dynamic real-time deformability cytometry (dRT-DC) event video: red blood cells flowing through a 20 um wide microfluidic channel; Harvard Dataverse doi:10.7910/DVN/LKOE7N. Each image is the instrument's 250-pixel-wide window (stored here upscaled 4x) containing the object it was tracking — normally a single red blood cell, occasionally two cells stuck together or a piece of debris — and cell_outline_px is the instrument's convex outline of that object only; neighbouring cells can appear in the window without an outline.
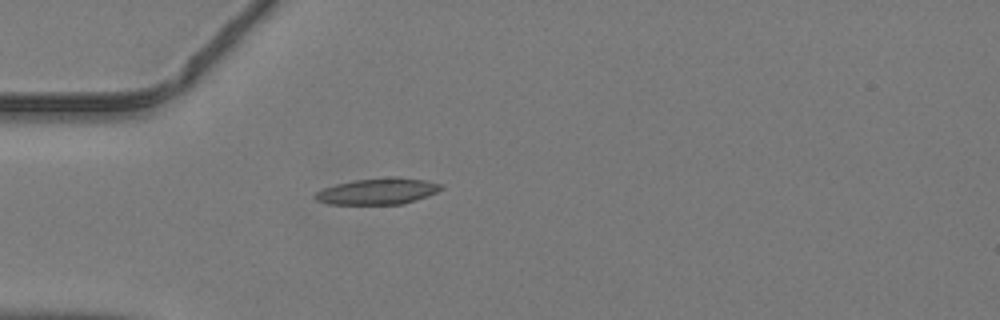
{"species": "common noctule bat (a hibernating species)", "species_latin": "Nyctalus noctula", "temperature_condition": "warm", "stored_images_in_passage": 34, "camera_frame_rate_fps": 3000, "um_per_image_px": 0.085, "animal": {"sex": "male", "body_mass_g": 19.2, "forearm_length_mm": 51.8}, "frame": {"image": 1, "passage_image": 1, "time_ms": 0.0, "image_size_px": [1000, 320], "cell_outline_px": [[444, 188], [428, 196], [404, 204], [328, 204], [316, 200], [312, 196], [316, 192], [324, 188], [336, 184], [356, 180], [388, 176], [396, 176], [424, 180], [444, 184]], "centroid_in_image_um": [32.14, 16.25], "position_along_channel_um": 52.9, "area_um2": 19.48}}
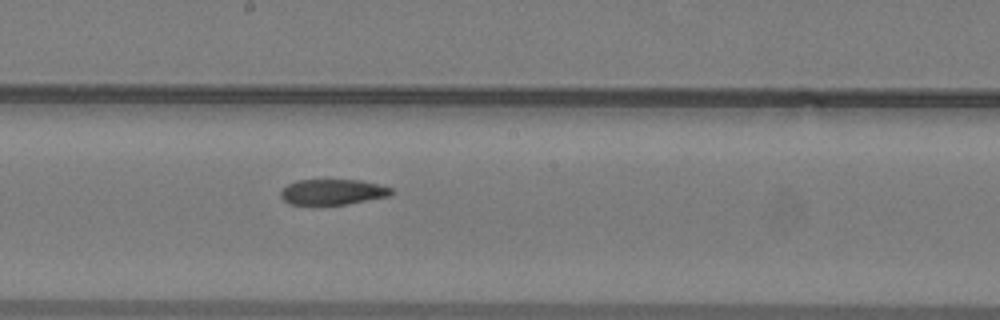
{"frame": {"image": 2, "passage_image": 13, "time_ms": 4.0, "image_size_px": [1000, 320], "cell_outline_px": [[396, 192], [388, 196], [348, 204], [288, 204], [280, 196], [280, 192], [288, 184], [296, 180], [360, 180], [380, 184], [392, 188]], "centroid_in_image_um": [28.31, 16.31], "position_along_channel_um": 219.9, "area_um2": 16.47}}
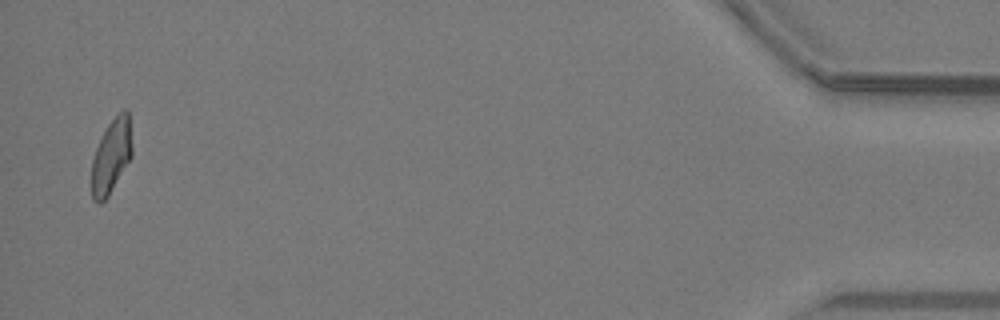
{"frame": {"image": 3, "passage_image": 33, "time_ms": 10.667, "image_size_px": [1000, 320], "cell_outline_px": [[132, 156], [108, 196], [100, 204], [92, 200], [92, 160], [96, 148], [108, 124], [124, 108], [128, 108], [132, 144]], "centroid_in_image_um": [9.47, 13.27], "position_along_channel_um": 425.7, "area_um2": 17.34}}